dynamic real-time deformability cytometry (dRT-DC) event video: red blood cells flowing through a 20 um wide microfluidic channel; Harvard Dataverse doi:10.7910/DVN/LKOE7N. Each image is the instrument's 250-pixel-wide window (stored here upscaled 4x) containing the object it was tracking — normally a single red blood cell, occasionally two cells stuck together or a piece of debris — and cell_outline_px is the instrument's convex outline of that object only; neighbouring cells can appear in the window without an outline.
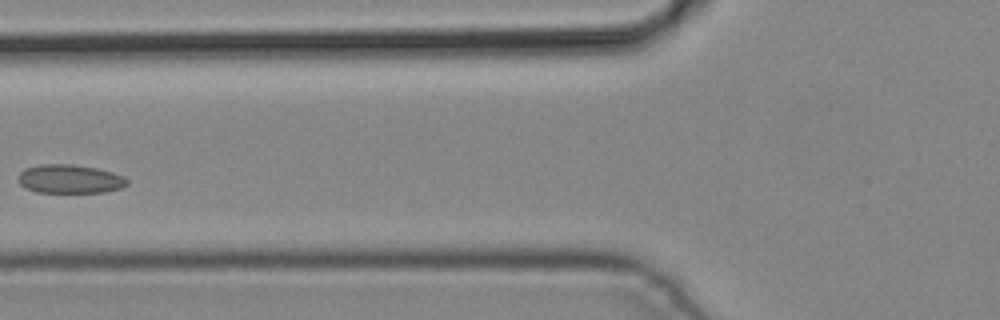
{"species": "common noctule bat (a hibernating species)", "species_latin": "Nyctalus noctula", "temperature_condition": "cold", "stored_images_in_passage": 4, "camera_frame_rate_fps": 3000, "um_per_image_px": 0.085, "animal": {"sex": "male", "body_mass_g": 19.2, "forearm_length_mm": 51.8}, "frame": {"image": 1, "passage_image": 4, "time_ms": 1.0, "image_size_px": [1000, 320], "cell_outline_px": [[128, 184], [120, 188], [104, 192], [36, 192], [24, 188], [16, 180], [16, 176], [24, 168], [40, 164], [72, 164], [96, 168], [112, 172], [124, 176], [128, 180]], "centroid_in_image_um": [5.88, 15.21], "position_along_channel_um": 119.9, "area_um2": 18.44}}